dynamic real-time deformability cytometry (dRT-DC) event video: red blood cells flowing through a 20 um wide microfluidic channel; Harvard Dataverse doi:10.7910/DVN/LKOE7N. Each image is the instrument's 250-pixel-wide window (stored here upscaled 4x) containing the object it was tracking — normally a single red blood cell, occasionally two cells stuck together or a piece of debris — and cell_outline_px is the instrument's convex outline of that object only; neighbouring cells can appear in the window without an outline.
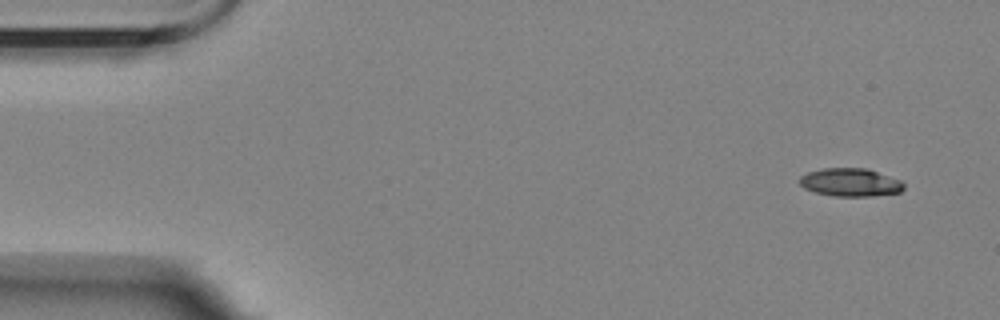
{"species": "Egyptian fruit bat (a non-hibernating species)", "species_latin": "Rousettus aegyptiacus", "temperature_condition": "room temperature", "stored_images_in_passage": 5, "camera_frame_rate_fps": 3000, "um_per_image_px": 0.085, "animal": {"sex": "female"}, "frame": {"image": 1, "passage_image": 1, "time_ms": 0.0, "image_size_px": [1000, 320], "cell_outline_px": [[904, 188], [900, 192], [872, 196], [832, 196], [816, 192], [804, 188], [800, 184], [800, 176], [808, 172], [824, 168], [868, 168], [900, 180], [904, 184]], "centroid_in_image_um": [72.29, 15.5], "position_along_channel_um": 12.7, "area_um2": 17.05}}
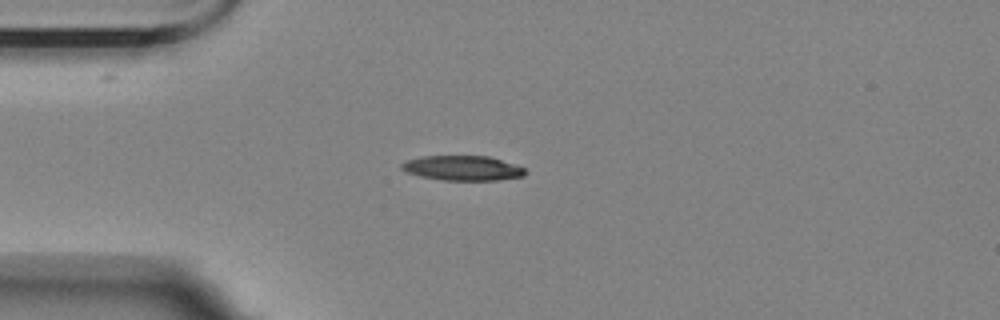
{"frame": {"image": 2, "passage_image": 3, "time_ms": 3.667, "image_size_px": [1000, 320], "cell_outline_px": [[528, 172], [524, 176], [500, 180], [440, 180], [420, 176], [408, 172], [400, 168], [400, 164], [408, 160], [420, 156], [488, 156], [524, 168]], "centroid_in_image_um": [39.31, 14.29], "position_along_channel_um": 45.7, "area_um2": 17.8}}